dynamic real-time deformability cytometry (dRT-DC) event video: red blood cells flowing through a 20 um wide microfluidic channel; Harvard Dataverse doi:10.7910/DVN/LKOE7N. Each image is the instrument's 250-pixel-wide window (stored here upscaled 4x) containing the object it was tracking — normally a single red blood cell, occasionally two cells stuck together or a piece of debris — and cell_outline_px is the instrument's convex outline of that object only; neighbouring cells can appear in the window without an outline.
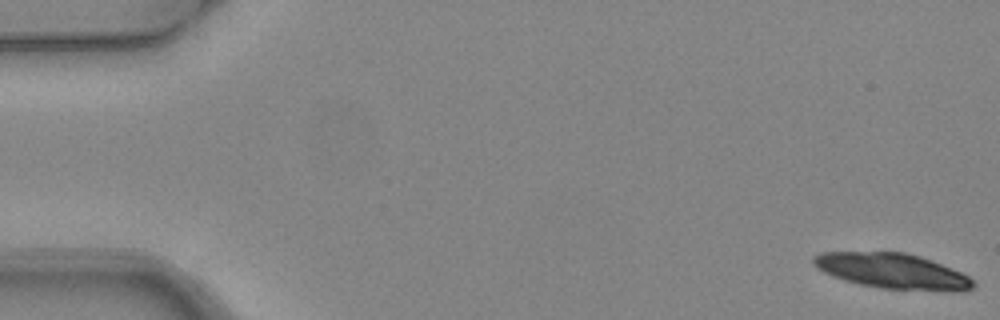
{"species": "common noctule bat (a hibernating species)", "species_latin": "Nyctalus noctula", "temperature_condition": "warm", "stored_images_in_passage": 5, "camera_frame_rate_fps": 3000, "um_per_image_px": 0.085, "animal": {"sex": "female", "body_mass_g": 24.6, "forearm_length_mm": 56.2}, "frame": {"image": 1, "passage_image": 1, "time_ms": 0.0, "image_size_px": [1000, 320], "cell_outline_px": [[976, 284], [972, 288], [964, 292], [952, 292], [880, 288], [860, 284], [844, 280], [832, 276], [816, 268], [812, 264], [812, 256], [820, 252], [904, 252], [920, 256], [932, 260], [960, 272], [968, 276]], "centroid_in_image_um": [75.86, 23.05], "position_along_channel_um": 9.1, "area_um2": 33.18}}